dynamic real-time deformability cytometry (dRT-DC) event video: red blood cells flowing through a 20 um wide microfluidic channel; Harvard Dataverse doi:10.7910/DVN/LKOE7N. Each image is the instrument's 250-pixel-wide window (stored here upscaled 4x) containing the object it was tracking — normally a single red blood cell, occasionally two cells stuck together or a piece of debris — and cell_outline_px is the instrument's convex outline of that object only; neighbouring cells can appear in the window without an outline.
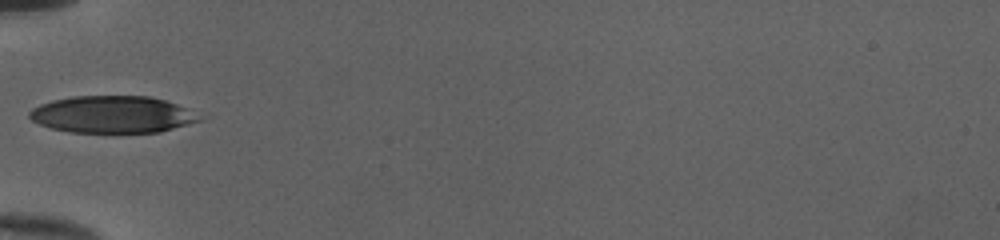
{"species": "human", "species_latin": "Homo sapiens", "temperature_condition": "cold", "stored_images_in_passage": 33, "camera_frame_rate_fps": 3000, "um_per_image_px": 0.085, "donor": {"sex": "female"}, "frame": {"image": 1, "passage_image": 1, "time_ms": 0.0, "image_size_px": [1000, 240], "cell_outline_px": [[204, 120], [160, 132], [68, 132], [52, 128], [40, 124], [32, 120], [28, 116], [28, 112], [32, 108], [40, 104], [52, 100], [72, 96], [148, 96], [164, 100], [176, 104], [184, 108]], "centroid_in_image_um": [9.5, 9.73], "position_along_channel_um": 75.5, "area_um2": 36.41}}
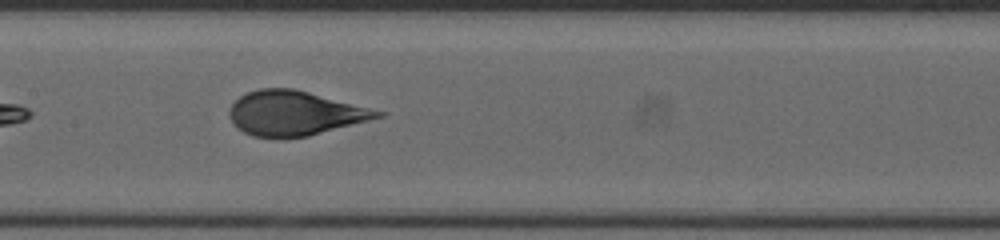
{"frame": {"image": 2, "passage_image": 9, "time_ms": 2.667, "image_size_px": [1000, 240], "cell_outline_px": [[384, 116], [308, 136], [252, 136], [244, 132], [232, 120], [228, 112], [232, 104], [240, 96], [248, 92], [260, 88], [292, 88], [308, 92], [384, 112]], "centroid_in_image_um": [25.03, 9.6], "position_along_channel_um": 182.4, "area_um2": 37.34}}
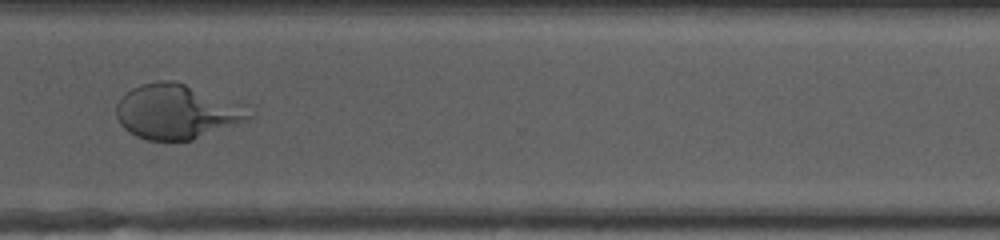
{"frame": {"image": 3, "passage_image": 22, "time_ms": 7.0, "image_size_px": [1000, 240], "cell_outline_px": [[256, 116], [248, 120], [192, 140], [148, 140], [136, 136], [128, 132], [120, 124], [116, 116], [116, 104], [132, 88], [140, 84], [160, 80], [172, 80], [244, 104], [256, 112]], "centroid_in_image_um": [15.06, 9.49], "position_along_channel_um": 355.5, "area_um2": 42.43}, "authors_computed_cell_mechanics": {"area_um2": 39.0728, "velocity_mm_per_s": 4.0062, "shape_relaxation_time_tau1_ms": 4.1069, "shape_relaxation_time_tau2_ms": null, "deformation_change_tau1": 0.1995, "deformation_change_tau2": null}}